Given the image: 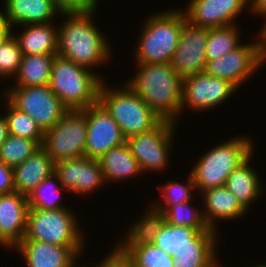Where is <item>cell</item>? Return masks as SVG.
Returning <instances> with one entry per match:
<instances>
[{"mask_svg":"<svg viewBox=\"0 0 266 267\" xmlns=\"http://www.w3.org/2000/svg\"><path fill=\"white\" fill-rule=\"evenodd\" d=\"M5 97L15 108L31 116L45 132L69 110L50 89L49 84L29 87H6Z\"/></svg>","mask_w":266,"mask_h":267,"instance_id":"obj_10","label":"cell"},{"mask_svg":"<svg viewBox=\"0 0 266 267\" xmlns=\"http://www.w3.org/2000/svg\"><path fill=\"white\" fill-rule=\"evenodd\" d=\"M200 196L204 204L203 217L209 229L218 231L216 225L220 220L235 221L248 213L226 186L207 189Z\"/></svg>","mask_w":266,"mask_h":267,"instance_id":"obj_22","label":"cell"},{"mask_svg":"<svg viewBox=\"0 0 266 267\" xmlns=\"http://www.w3.org/2000/svg\"><path fill=\"white\" fill-rule=\"evenodd\" d=\"M259 31L260 39H261V61L263 67L266 63V25L264 27H261Z\"/></svg>","mask_w":266,"mask_h":267,"instance_id":"obj_41","label":"cell"},{"mask_svg":"<svg viewBox=\"0 0 266 267\" xmlns=\"http://www.w3.org/2000/svg\"><path fill=\"white\" fill-rule=\"evenodd\" d=\"M177 128L176 122L162 120L151 131L136 134L126 139L131 153L138 161L142 172H162L169 165L171 148Z\"/></svg>","mask_w":266,"mask_h":267,"instance_id":"obj_11","label":"cell"},{"mask_svg":"<svg viewBox=\"0 0 266 267\" xmlns=\"http://www.w3.org/2000/svg\"><path fill=\"white\" fill-rule=\"evenodd\" d=\"M250 1V8L246 9L254 16H261L263 19H266V0H249ZM266 25V20L265 23L263 24V27Z\"/></svg>","mask_w":266,"mask_h":267,"instance_id":"obj_39","label":"cell"},{"mask_svg":"<svg viewBox=\"0 0 266 267\" xmlns=\"http://www.w3.org/2000/svg\"><path fill=\"white\" fill-rule=\"evenodd\" d=\"M22 52L13 34L10 32L0 43V78H14L21 59Z\"/></svg>","mask_w":266,"mask_h":267,"instance_id":"obj_33","label":"cell"},{"mask_svg":"<svg viewBox=\"0 0 266 267\" xmlns=\"http://www.w3.org/2000/svg\"><path fill=\"white\" fill-rule=\"evenodd\" d=\"M87 139L86 108L68 110L49 130L44 132L42 148L54 163L84 156Z\"/></svg>","mask_w":266,"mask_h":267,"instance_id":"obj_9","label":"cell"},{"mask_svg":"<svg viewBox=\"0 0 266 267\" xmlns=\"http://www.w3.org/2000/svg\"><path fill=\"white\" fill-rule=\"evenodd\" d=\"M95 14L63 13L65 19L58 25L57 55L92 71L107 65L113 53L111 42L93 20Z\"/></svg>","mask_w":266,"mask_h":267,"instance_id":"obj_1","label":"cell"},{"mask_svg":"<svg viewBox=\"0 0 266 267\" xmlns=\"http://www.w3.org/2000/svg\"><path fill=\"white\" fill-rule=\"evenodd\" d=\"M8 135L9 132L6 117L0 114V146L5 142Z\"/></svg>","mask_w":266,"mask_h":267,"instance_id":"obj_42","label":"cell"},{"mask_svg":"<svg viewBox=\"0 0 266 267\" xmlns=\"http://www.w3.org/2000/svg\"><path fill=\"white\" fill-rule=\"evenodd\" d=\"M2 3L11 30L20 25L54 22L57 16L63 15L55 0H4Z\"/></svg>","mask_w":266,"mask_h":267,"instance_id":"obj_20","label":"cell"},{"mask_svg":"<svg viewBox=\"0 0 266 267\" xmlns=\"http://www.w3.org/2000/svg\"><path fill=\"white\" fill-rule=\"evenodd\" d=\"M11 32V28L7 25L6 17L0 9V43Z\"/></svg>","mask_w":266,"mask_h":267,"instance_id":"obj_40","label":"cell"},{"mask_svg":"<svg viewBox=\"0 0 266 267\" xmlns=\"http://www.w3.org/2000/svg\"><path fill=\"white\" fill-rule=\"evenodd\" d=\"M207 40V28L194 26L188 21L183 24L178 47L170 63L179 77L184 79L204 72Z\"/></svg>","mask_w":266,"mask_h":267,"instance_id":"obj_15","label":"cell"},{"mask_svg":"<svg viewBox=\"0 0 266 267\" xmlns=\"http://www.w3.org/2000/svg\"><path fill=\"white\" fill-rule=\"evenodd\" d=\"M61 189L64 190L59 181V177L53 173L28 194L29 208L48 210L66 208V205L60 202Z\"/></svg>","mask_w":266,"mask_h":267,"instance_id":"obj_32","label":"cell"},{"mask_svg":"<svg viewBox=\"0 0 266 267\" xmlns=\"http://www.w3.org/2000/svg\"><path fill=\"white\" fill-rule=\"evenodd\" d=\"M126 83L163 120L178 123L183 79L170 63L136 64Z\"/></svg>","mask_w":266,"mask_h":267,"instance_id":"obj_2","label":"cell"},{"mask_svg":"<svg viewBox=\"0 0 266 267\" xmlns=\"http://www.w3.org/2000/svg\"><path fill=\"white\" fill-rule=\"evenodd\" d=\"M99 0H55L62 13H96Z\"/></svg>","mask_w":266,"mask_h":267,"instance_id":"obj_36","label":"cell"},{"mask_svg":"<svg viewBox=\"0 0 266 267\" xmlns=\"http://www.w3.org/2000/svg\"><path fill=\"white\" fill-rule=\"evenodd\" d=\"M54 173L59 177L62 188L73 194L95 193L106 185L99 160L79 156L55 163Z\"/></svg>","mask_w":266,"mask_h":267,"instance_id":"obj_16","label":"cell"},{"mask_svg":"<svg viewBox=\"0 0 266 267\" xmlns=\"http://www.w3.org/2000/svg\"><path fill=\"white\" fill-rule=\"evenodd\" d=\"M187 176L185 185L184 181L181 184L175 181H169L168 183L163 184L162 187L158 185L157 187H160L159 190L162 193L161 199H163V202L156 201L149 206H174L179 203L192 201L194 198H192L193 194L191 190H196V188L191 173Z\"/></svg>","mask_w":266,"mask_h":267,"instance_id":"obj_34","label":"cell"},{"mask_svg":"<svg viewBox=\"0 0 266 267\" xmlns=\"http://www.w3.org/2000/svg\"><path fill=\"white\" fill-rule=\"evenodd\" d=\"M252 139L250 136H233L198 157L190 173L199 194L225 186L227 177L254 153Z\"/></svg>","mask_w":266,"mask_h":267,"instance_id":"obj_4","label":"cell"},{"mask_svg":"<svg viewBox=\"0 0 266 267\" xmlns=\"http://www.w3.org/2000/svg\"><path fill=\"white\" fill-rule=\"evenodd\" d=\"M186 21L182 8L159 10L147 17L133 50L136 63H171Z\"/></svg>","mask_w":266,"mask_h":267,"instance_id":"obj_3","label":"cell"},{"mask_svg":"<svg viewBox=\"0 0 266 267\" xmlns=\"http://www.w3.org/2000/svg\"><path fill=\"white\" fill-rule=\"evenodd\" d=\"M4 99V100H3ZM2 99L4 105V116L7 120L8 132L22 138L31 140H44V132L36 124V121L28 114L19 111L5 97Z\"/></svg>","mask_w":266,"mask_h":267,"instance_id":"obj_31","label":"cell"},{"mask_svg":"<svg viewBox=\"0 0 266 267\" xmlns=\"http://www.w3.org/2000/svg\"><path fill=\"white\" fill-rule=\"evenodd\" d=\"M191 201L174 206H149V212L160 216L171 225L191 228H209L204 220L201 209L191 206Z\"/></svg>","mask_w":266,"mask_h":267,"instance_id":"obj_28","label":"cell"},{"mask_svg":"<svg viewBox=\"0 0 266 267\" xmlns=\"http://www.w3.org/2000/svg\"><path fill=\"white\" fill-rule=\"evenodd\" d=\"M83 267H88L82 265ZM90 267H93L92 265ZM95 267H135L134 262L127 254L116 244L115 248L105 256Z\"/></svg>","mask_w":266,"mask_h":267,"instance_id":"obj_37","label":"cell"},{"mask_svg":"<svg viewBox=\"0 0 266 267\" xmlns=\"http://www.w3.org/2000/svg\"><path fill=\"white\" fill-rule=\"evenodd\" d=\"M246 8L249 0H190L183 11L190 24L209 29L237 24Z\"/></svg>","mask_w":266,"mask_h":267,"instance_id":"obj_17","label":"cell"},{"mask_svg":"<svg viewBox=\"0 0 266 267\" xmlns=\"http://www.w3.org/2000/svg\"><path fill=\"white\" fill-rule=\"evenodd\" d=\"M256 41L242 43L235 50L215 60H206L204 72L213 77L230 81L240 88L250 77L262 69L261 39L259 33Z\"/></svg>","mask_w":266,"mask_h":267,"instance_id":"obj_12","label":"cell"},{"mask_svg":"<svg viewBox=\"0 0 266 267\" xmlns=\"http://www.w3.org/2000/svg\"><path fill=\"white\" fill-rule=\"evenodd\" d=\"M132 222L151 242L171 257L185 250L217 249V231L171 225L147 209Z\"/></svg>","mask_w":266,"mask_h":267,"instance_id":"obj_5","label":"cell"},{"mask_svg":"<svg viewBox=\"0 0 266 267\" xmlns=\"http://www.w3.org/2000/svg\"><path fill=\"white\" fill-rule=\"evenodd\" d=\"M217 249L185 250L172 258L173 267H222Z\"/></svg>","mask_w":266,"mask_h":267,"instance_id":"obj_35","label":"cell"},{"mask_svg":"<svg viewBox=\"0 0 266 267\" xmlns=\"http://www.w3.org/2000/svg\"><path fill=\"white\" fill-rule=\"evenodd\" d=\"M112 87L105 80L102 82L98 102L119 125L126 139L151 131L163 120L126 83Z\"/></svg>","mask_w":266,"mask_h":267,"instance_id":"obj_7","label":"cell"},{"mask_svg":"<svg viewBox=\"0 0 266 267\" xmlns=\"http://www.w3.org/2000/svg\"><path fill=\"white\" fill-rule=\"evenodd\" d=\"M254 153L228 177L225 183L226 188L232 192L239 203L247 210L258 200L265 188L261 183V176L255 168L250 165ZM260 176V178H259Z\"/></svg>","mask_w":266,"mask_h":267,"instance_id":"obj_25","label":"cell"},{"mask_svg":"<svg viewBox=\"0 0 266 267\" xmlns=\"http://www.w3.org/2000/svg\"><path fill=\"white\" fill-rule=\"evenodd\" d=\"M238 28L237 24L209 28L206 60H215L238 48L242 44Z\"/></svg>","mask_w":266,"mask_h":267,"instance_id":"obj_29","label":"cell"},{"mask_svg":"<svg viewBox=\"0 0 266 267\" xmlns=\"http://www.w3.org/2000/svg\"><path fill=\"white\" fill-rule=\"evenodd\" d=\"M103 79L98 73L56 55L49 86L69 110L85 109L98 103Z\"/></svg>","mask_w":266,"mask_h":267,"instance_id":"obj_6","label":"cell"},{"mask_svg":"<svg viewBox=\"0 0 266 267\" xmlns=\"http://www.w3.org/2000/svg\"><path fill=\"white\" fill-rule=\"evenodd\" d=\"M106 183L126 181L143 175L138 161L133 156L127 143L108 150L99 159Z\"/></svg>","mask_w":266,"mask_h":267,"instance_id":"obj_26","label":"cell"},{"mask_svg":"<svg viewBox=\"0 0 266 267\" xmlns=\"http://www.w3.org/2000/svg\"><path fill=\"white\" fill-rule=\"evenodd\" d=\"M73 213L68 207L52 210L29 208L23 239L61 246H84L85 235Z\"/></svg>","mask_w":266,"mask_h":267,"instance_id":"obj_8","label":"cell"},{"mask_svg":"<svg viewBox=\"0 0 266 267\" xmlns=\"http://www.w3.org/2000/svg\"><path fill=\"white\" fill-rule=\"evenodd\" d=\"M14 191L13 168L0 160V195Z\"/></svg>","mask_w":266,"mask_h":267,"instance_id":"obj_38","label":"cell"},{"mask_svg":"<svg viewBox=\"0 0 266 267\" xmlns=\"http://www.w3.org/2000/svg\"><path fill=\"white\" fill-rule=\"evenodd\" d=\"M117 245L134 262L135 267H173L172 258L151 242L133 223Z\"/></svg>","mask_w":266,"mask_h":267,"instance_id":"obj_21","label":"cell"},{"mask_svg":"<svg viewBox=\"0 0 266 267\" xmlns=\"http://www.w3.org/2000/svg\"><path fill=\"white\" fill-rule=\"evenodd\" d=\"M43 140H31L9 134L0 146V160L11 168L24 162L41 148Z\"/></svg>","mask_w":266,"mask_h":267,"instance_id":"obj_30","label":"cell"},{"mask_svg":"<svg viewBox=\"0 0 266 267\" xmlns=\"http://www.w3.org/2000/svg\"><path fill=\"white\" fill-rule=\"evenodd\" d=\"M251 267H266V264L263 263V264H259V265H252Z\"/></svg>","mask_w":266,"mask_h":267,"instance_id":"obj_43","label":"cell"},{"mask_svg":"<svg viewBox=\"0 0 266 267\" xmlns=\"http://www.w3.org/2000/svg\"><path fill=\"white\" fill-rule=\"evenodd\" d=\"M56 55H23L20 67L14 76L13 87L43 86L50 82L52 63Z\"/></svg>","mask_w":266,"mask_h":267,"instance_id":"obj_27","label":"cell"},{"mask_svg":"<svg viewBox=\"0 0 266 267\" xmlns=\"http://www.w3.org/2000/svg\"><path fill=\"white\" fill-rule=\"evenodd\" d=\"M84 247L86 246H61L22 239L13 250H17L22 256L26 267H81L77 261L83 254Z\"/></svg>","mask_w":266,"mask_h":267,"instance_id":"obj_18","label":"cell"},{"mask_svg":"<svg viewBox=\"0 0 266 267\" xmlns=\"http://www.w3.org/2000/svg\"><path fill=\"white\" fill-rule=\"evenodd\" d=\"M28 210L27 195L15 191L0 195V246L13 250L22 241Z\"/></svg>","mask_w":266,"mask_h":267,"instance_id":"obj_19","label":"cell"},{"mask_svg":"<svg viewBox=\"0 0 266 267\" xmlns=\"http://www.w3.org/2000/svg\"><path fill=\"white\" fill-rule=\"evenodd\" d=\"M54 22L44 24L21 25V33H11L16 38L22 55L46 54L57 55L58 25ZM56 26V27H55Z\"/></svg>","mask_w":266,"mask_h":267,"instance_id":"obj_24","label":"cell"},{"mask_svg":"<svg viewBox=\"0 0 266 267\" xmlns=\"http://www.w3.org/2000/svg\"><path fill=\"white\" fill-rule=\"evenodd\" d=\"M238 90L230 81L213 77L205 72L183 79L181 114L187 110L202 112L215 109Z\"/></svg>","mask_w":266,"mask_h":267,"instance_id":"obj_13","label":"cell"},{"mask_svg":"<svg viewBox=\"0 0 266 267\" xmlns=\"http://www.w3.org/2000/svg\"><path fill=\"white\" fill-rule=\"evenodd\" d=\"M55 171V163L41 147L24 162L13 168L14 191L28 196Z\"/></svg>","mask_w":266,"mask_h":267,"instance_id":"obj_23","label":"cell"},{"mask_svg":"<svg viewBox=\"0 0 266 267\" xmlns=\"http://www.w3.org/2000/svg\"><path fill=\"white\" fill-rule=\"evenodd\" d=\"M86 121L85 157L99 160L111 148L126 143L119 125L99 102L86 108Z\"/></svg>","mask_w":266,"mask_h":267,"instance_id":"obj_14","label":"cell"}]
</instances>
